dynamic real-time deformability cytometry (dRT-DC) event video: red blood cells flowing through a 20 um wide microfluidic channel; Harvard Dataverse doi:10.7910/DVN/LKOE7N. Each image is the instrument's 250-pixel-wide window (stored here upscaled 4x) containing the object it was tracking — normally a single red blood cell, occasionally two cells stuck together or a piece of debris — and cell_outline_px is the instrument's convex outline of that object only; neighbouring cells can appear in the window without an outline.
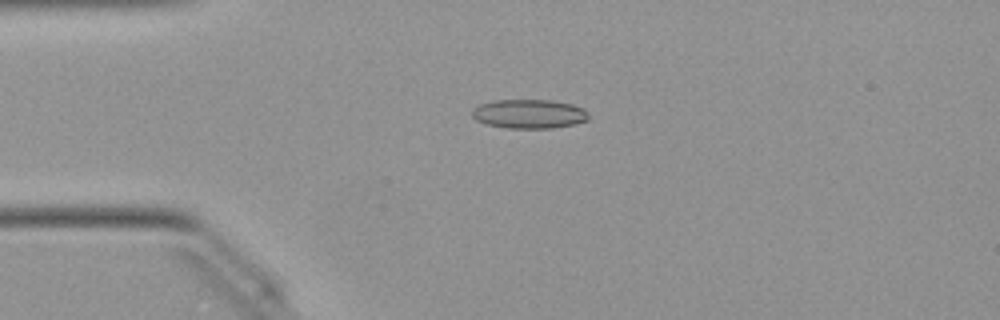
{"species": "Egyptian fruit bat (a non-hibernating species)", "species_latin": "Rousettus aegyptiacus", "temperature_condition": "warm", "stored_images_in_passage": 51, "camera_frame_rate_fps": 3000, "um_per_image_px": 0.085, "animal": {"sex": "female"}, "frame": {"image": 1, "passage_image": 12, "time_ms": 3.667, "image_size_px": [1000, 320], "cell_outline_px": [[588, 120], [572, 124], [552, 128], [508, 128], [488, 124], [476, 120], [472, 116], [472, 108], [480, 104], [492, 100], [552, 100], [572, 104], [584, 108], [588, 112]], "centroid_in_image_um": [44.97, 9.67], "position_along_channel_um": 40.0, "area_um2": 19.77}}
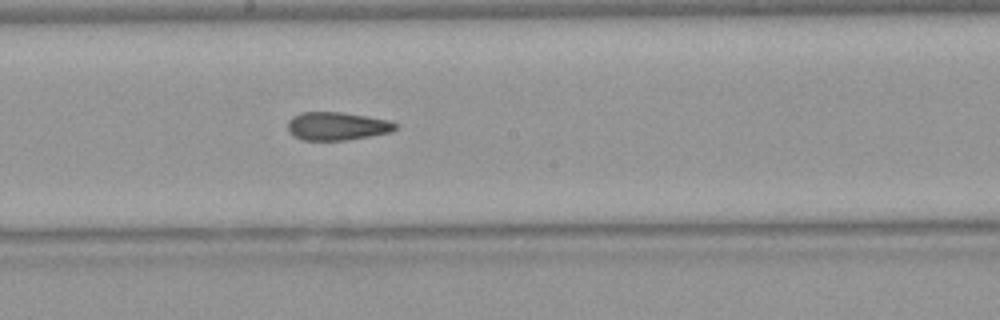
{"frame": {"image": 2, "passage_image": 27, "time_ms": 8.667, "image_size_px": [1000, 320], "cell_outline_px": [[400, 124], [392, 132], [348, 140], [304, 140], [288, 132], [288, 120], [292, 116], [300, 112], [340, 112], [388, 120]], "centroid_in_image_um": [28.65, 10.72], "position_along_channel_um": 219.5, "area_um2": 17.69}}
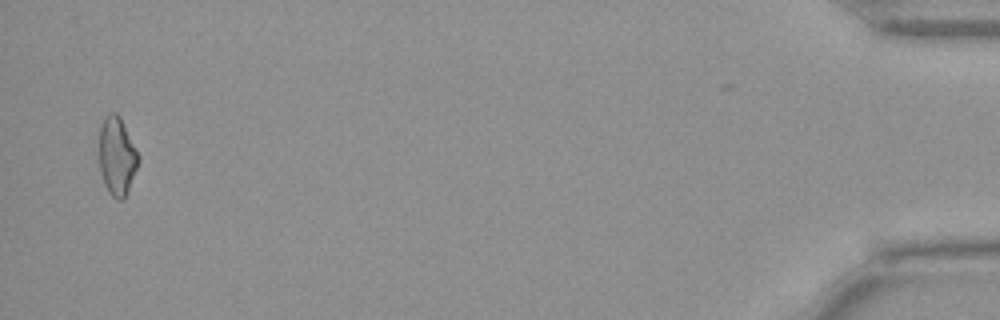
{"frame": {"image": 3, "passage_image": 49, "time_ms": 16.0, "image_size_px": [1000, 320], "cell_outline_px": [[140, 160], [128, 188], [124, 196], [120, 200], [116, 200], [108, 192], [100, 172], [100, 124], [104, 116], [108, 112], [116, 112], [120, 116], [140, 156]], "centroid_in_image_um": [9.94, 13.22], "position_along_channel_um": 425.3, "area_um2": 17.8}, "authors_computed_cell_mechanics": {"area_um2": 18.2648, "velocity_mm_per_s": 4.0731, "shape_relaxation_time_tau1_ms": null, "shape_relaxation_time_tau2_ms": 2.45, "deformation_change_tau1": null, "deformation_change_tau2": 0.1062}}